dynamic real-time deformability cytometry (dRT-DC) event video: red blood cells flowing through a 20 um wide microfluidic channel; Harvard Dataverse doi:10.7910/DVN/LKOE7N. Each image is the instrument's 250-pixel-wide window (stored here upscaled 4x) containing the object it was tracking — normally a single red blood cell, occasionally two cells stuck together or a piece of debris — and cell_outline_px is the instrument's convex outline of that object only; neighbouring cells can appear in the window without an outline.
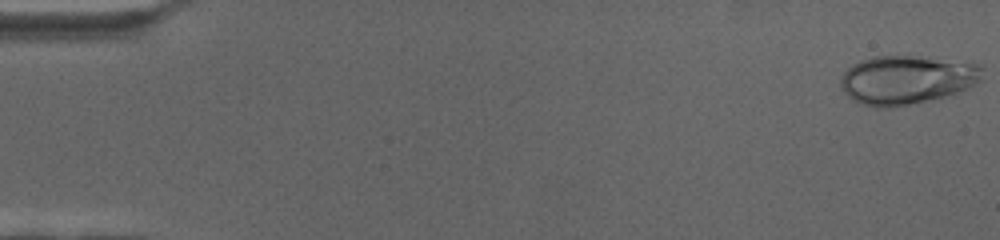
{"species": "human", "species_latin": "Homo sapiens", "temperature_condition": "cold", "stored_images_in_passage": 69, "camera_frame_rate_fps": 3000, "um_per_image_px": 0.085, "donor": {"sex": "female"}, "frame": {"image": 1, "passage_image": 1, "time_ms": 0.0, "image_size_px": [1000, 240], "cell_outline_px": [[984, 80], [956, 92], [944, 96], [888, 108], [876, 108], [852, 100], [840, 88], [840, 76], [852, 64], [860, 60], [872, 56], [912, 56], [976, 64], [984, 68]], "centroid_in_image_um": [77.02, 6.78], "position_along_channel_um": 8.0, "area_um2": 39.94}}
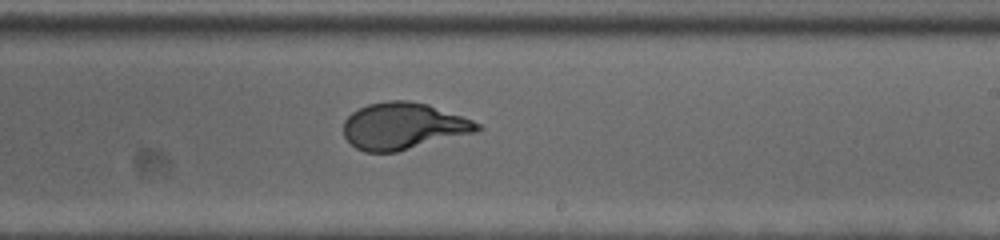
{"frame": {"image": 2, "passage_image": 42, "time_ms": 13.667, "image_size_px": [1000, 240], "cell_outline_px": [[484, 128], [476, 132], [396, 152], [364, 152], [356, 148], [344, 136], [344, 120], [352, 112], [368, 104], [388, 100], [408, 100], [428, 104], [472, 120], [480, 124]], "centroid_in_image_um": [34.28, 10.71], "position_along_channel_um": 254.7, "area_um2": 36.3}}
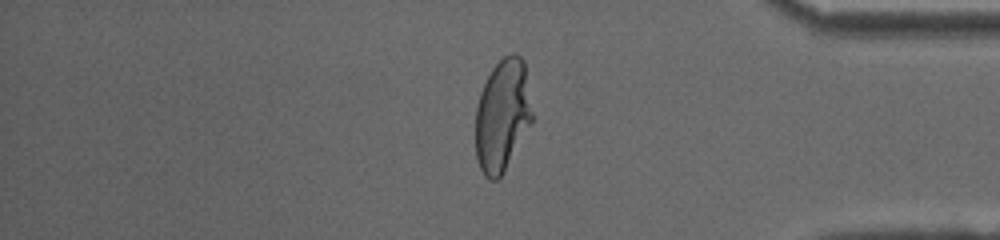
{"frame": {"image": 3, "passage_image": 58, "time_ms": 19.0, "image_size_px": [1000, 240], "cell_outline_px": [[532, 120], [504, 172], [496, 180], [492, 180], [484, 176], [480, 168], [476, 156], [476, 108], [480, 92], [492, 68], [504, 56], [512, 52], [516, 52], [524, 60], [532, 112]], "centroid_in_image_um": [42.69, 9.79], "position_along_channel_um": 392.5, "area_um2": 36.82}}